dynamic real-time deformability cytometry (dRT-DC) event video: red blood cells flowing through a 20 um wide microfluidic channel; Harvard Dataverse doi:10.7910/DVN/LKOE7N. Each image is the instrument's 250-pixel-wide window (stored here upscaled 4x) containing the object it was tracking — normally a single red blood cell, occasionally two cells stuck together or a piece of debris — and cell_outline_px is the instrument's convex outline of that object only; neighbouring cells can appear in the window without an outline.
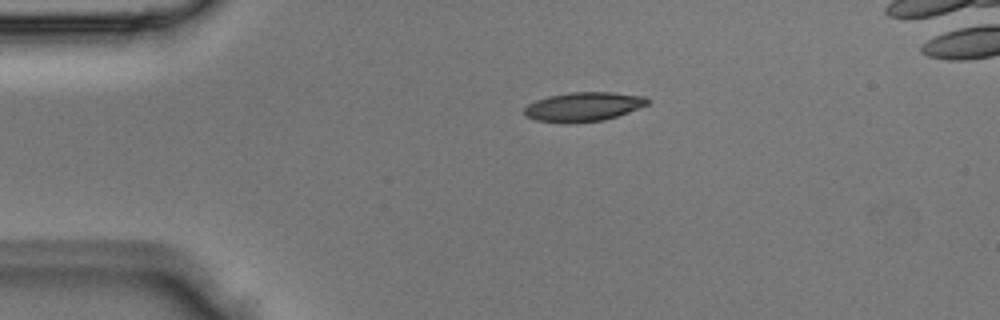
{"species": "Egyptian fruit bat (a non-hibernating species)", "species_latin": "Rousettus aegyptiacus", "temperature_condition": "room temperature", "stored_images_in_passage": 4, "camera_frame_rate_fps": 3000, "um_per_image_px": 0.085, "animal": {"sex": "male"}, "frame": {"image": 1, "passage_image": 2, "time_ms": 0.333, "image_size_px": [1000, 320], "cell_outline_px": [[652, 100], [648, 104], [628, 112], [604, 120], [576, 124], [564, 124], [536, 120], [524, 116], [524, 108], [528, 104], [536, 100], [548, 96], [568, 92], [612, 92], [648, 96]], "centroid_in_image_um": [49.59, 9.08], "position_along_channel_um": 35.4, "area_um2": 21.44}}